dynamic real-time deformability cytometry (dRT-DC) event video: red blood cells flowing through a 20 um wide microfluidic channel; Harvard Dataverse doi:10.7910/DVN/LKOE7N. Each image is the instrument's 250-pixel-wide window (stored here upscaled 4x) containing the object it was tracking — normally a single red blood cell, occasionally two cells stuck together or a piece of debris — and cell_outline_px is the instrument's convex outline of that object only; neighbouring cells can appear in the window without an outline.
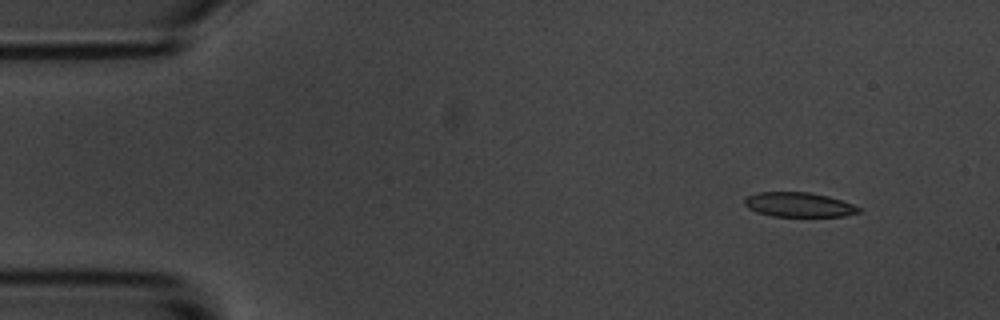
{"species": "common noctule bat (a hibernating species)", "species_latin": "Nyctalus noctula", "temperature_condition": "room temperature", "stored_images_in_passage": 5, "camera_frame_rate_fps": 3000, "um_per_image_px": 0.085, "animal": {"sex": "male", "body_mass_g": 20.1, "forearm_length_mm": 53.5}, "frame": {"image": 1, "passage_image": 1, "time_ms": 0.0, "image_size_px": [1000, 320], "cell_outline_px": [[860, 212], [844, 216], [772, 216], [756, 212], [748, 208], [744, 204], [744, 200], [748, 196], [756, 192], [808, 192], [828, 196], [852, 204], [860, 208]], "centroid_in_image_um": [67.86, 17.39], "position_along_channel_um": 17.1, "area_um2": 16.24}}
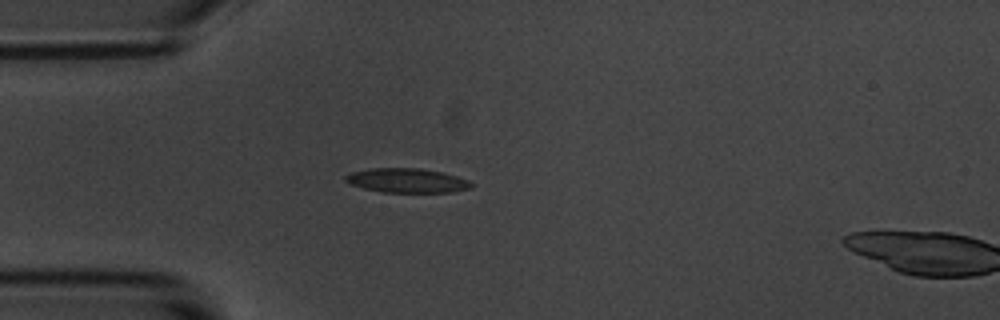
{"frame": {"image": 2, "passage_image": 4, "time_ms": 3.333, "image_size_px": [1000, 320], "cell_outline_px": [[476, 184], [472, 188], [452, 192], [384, 192], [364, 188], [352, 184], [344, 180], [344, 176], [352, 172], [372, 168], [420, 168], [444, 172], [468, 180]], "centroid_in_image_um": [34.65, 15.34], "position_along_channel_um": 50.3, "area_um2": 17.86}}